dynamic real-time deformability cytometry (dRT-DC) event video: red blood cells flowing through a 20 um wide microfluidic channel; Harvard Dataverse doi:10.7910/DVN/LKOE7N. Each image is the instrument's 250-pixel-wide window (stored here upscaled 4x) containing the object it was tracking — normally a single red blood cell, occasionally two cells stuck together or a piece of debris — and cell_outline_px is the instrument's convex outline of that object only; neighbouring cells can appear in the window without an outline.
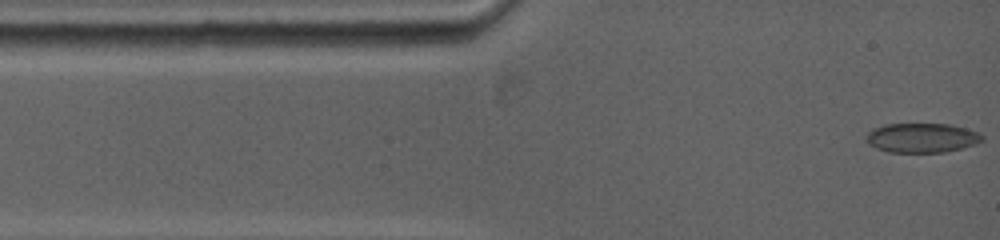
{"species": "common noctule bat (a hibernating species)", "species_latin": "Nyctalus noctula", "temperature_condition": "warm", "stored_images_in_passage": 24, "camera_frame_rate_fps": 5000, "um_per_image_px": 0.085, "animal": {"sex": "female", "body_mass_g": 19.0, "forearm_length_mm": 53.3}, "frame": {"image": 1, "passage_image": 1, "time_ms": 0.0, "image_size_px": [1000, 240], "cell_outline_px": [[984, 140], [976, 144], [944, 152], [888, 152], [876, 148], [868, 140], [868, 132], [884, 124], [948, 124], [964, 128], [976, 132], [984, 136]], "centroid_in_image_um": [78.4, 11.72], "position_along_channel_um": 6.6, "area_um2": 19.54}}
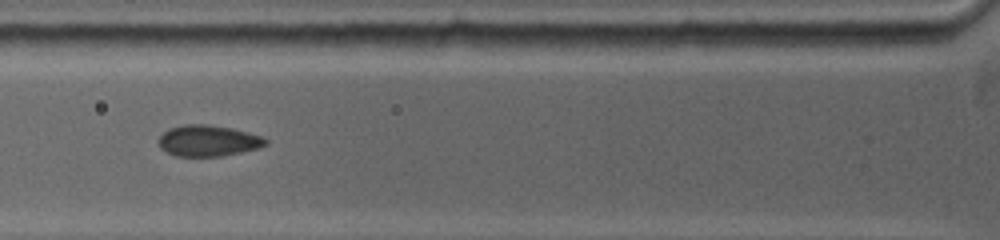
{"frame": {"image": 2, "passage_image": 14, "time_ms": 3.8, "image_size_px": [1000, 240], "cell_outline_px": [[268, 144], [260, 148], [220, 156], [176, 156], [160, 148], [156, 140], [168, 128], [184, 124], [208, 124], [232, 128], [264, 136], [268, 140]], "centroid_in_image_um": [17.7, 11.95], "position_along_channel_um": 108.1, "area_um2": 19.65}}
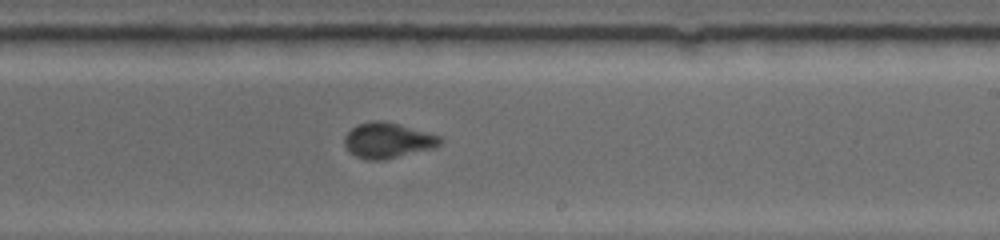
{"frame": {"image": 3, "passage_image": 24, "time_ms": 7.6, "image_size_px": [1000, 240], "cell_outline_px": [[444, 140], [440, 144], [432, 148], [384, 160], [368, 160], [356, 156], [344, 144], [344, 136], [356, 124], [372, 120], [384, 120], [440, 136]], "centroid_in_image_um": [32.94, 11.92], "position_along_channel_um": 256.1, "area_um2": 19.59}}